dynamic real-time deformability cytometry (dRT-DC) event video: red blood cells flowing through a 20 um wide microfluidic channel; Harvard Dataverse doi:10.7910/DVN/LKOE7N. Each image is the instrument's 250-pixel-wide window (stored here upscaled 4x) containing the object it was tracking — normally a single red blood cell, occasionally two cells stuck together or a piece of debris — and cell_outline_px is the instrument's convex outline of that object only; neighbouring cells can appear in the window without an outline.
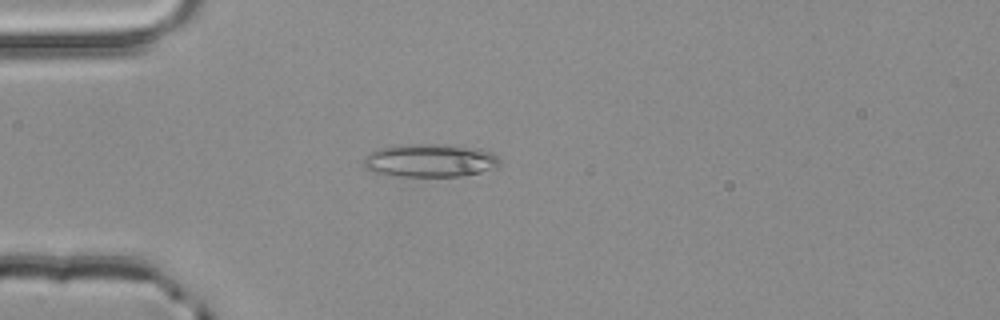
{"species": "common noctule bat (a hibernating species)", "species_latin": "Nyctalus noctula", "temperature_condition": "room temperature", "stored_images_in_passage": 3, "camera_frame_rate_fps": 3000, "um_per_image_px": 0.085, "animal": {"sex": "male", "body_mass_g": 20.4}, "frame": {"image": 1, "passage_image": 3, "time_ms": 0.667, "image_size_px": [1000, 320], "cell_outline_px": [[500, 164], [496, 168], [464, 176], [388, 176], [372, 172], [364, 168], [364, 156], [380, 148], [404, 144], [440, 144], [480, 148], [492, 152], [500, 156]], "centroid_in_image_um": [36.57, 13.64], "position_along_channel_um": 48.4, "area_um2": 26.7}}